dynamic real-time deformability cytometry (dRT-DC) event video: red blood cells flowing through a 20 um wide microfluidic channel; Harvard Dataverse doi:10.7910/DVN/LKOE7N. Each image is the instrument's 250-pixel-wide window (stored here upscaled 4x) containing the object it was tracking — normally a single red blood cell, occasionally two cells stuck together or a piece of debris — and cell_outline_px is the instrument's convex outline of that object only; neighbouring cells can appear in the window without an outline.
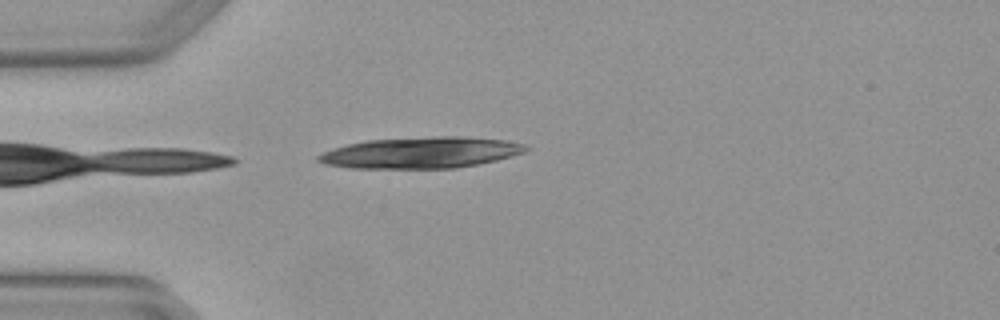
{"species": "Egyptian fruit bat (a non-hibernating species)", "species_latin": "Rousettus aegyptiacus", "temperature_condition": "warm", "stored_images_in_passage": 1, "camera_frame_rate_fps": 3000, "um_per_image_px": 0.085, "animal": {"sex": "female"}, "frame": {"image": 1, "passage_image": 1, "time_ms": 0.0, "image_size_px": [1000, 320], "cell_outline_px": [[532, 148], [524, 152], [512, 156], [496, 160], [456, 168], [352, 168], [324, 164], [316, 160], [316, 156], [324, 152], [348, 144], [368, 140], [436, 136], [460, 136], [508, 140], [524, 144]], "centroid_in_image_um": [35.82, 12.97], "position_along_channel_um": 49.2, "area_um2": 37.69}}